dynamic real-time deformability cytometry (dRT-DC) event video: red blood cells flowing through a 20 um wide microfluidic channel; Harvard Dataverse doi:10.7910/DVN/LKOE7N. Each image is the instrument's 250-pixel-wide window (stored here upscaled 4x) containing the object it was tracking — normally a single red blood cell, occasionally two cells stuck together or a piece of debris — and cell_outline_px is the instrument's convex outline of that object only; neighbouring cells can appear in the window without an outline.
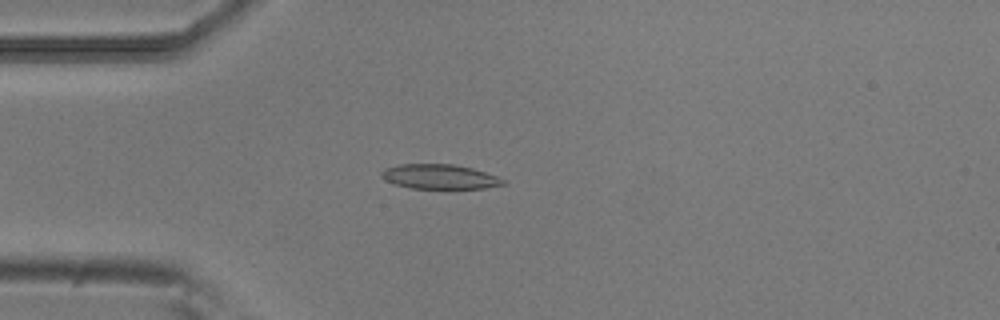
{"species": "common noctule bat (a hibernating species)", "species_latin": "Nyctalus noctula", "temperature_condition": "room temperature", "stored_images_in_passage": 53, "camera_frame_rate_fps": 3000, "um_per_image_px": 0.085, "animal": {"sex": "male", "body_mass_g": 20.5, "forearm_length_mm": 52.5}, "frame": {"image": 1, "passage_image": 14, "time_ms": 4.333, "image_size_px": [1000, 320], "cell_outline_px": [[508, 184], [484, 188], [412, 188], [396, 184], [384, 180], [380, 176], [380, 172], [384, 168], [400, 164], [452, 164], [472, 168], [508, 180]], "centroid_in_image_um": [37.38, 15.01], "position_along_channel_um": 47.6, "area_um2": 17.51}}
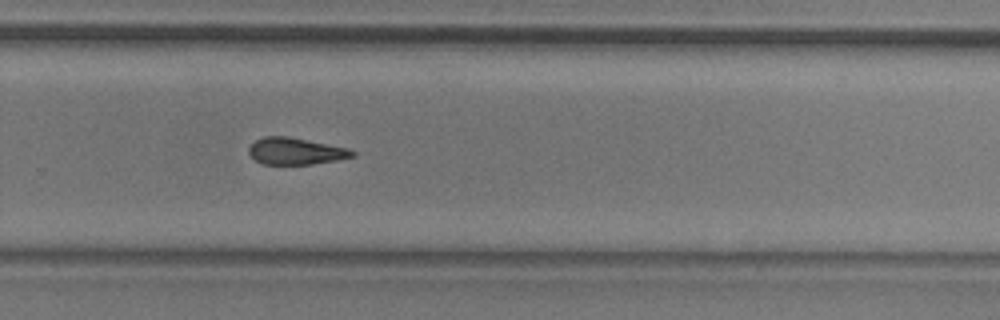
{"frame": {"image": 2, "passage_image": 35, "time_ms": 11.333, "image_size_px": [1000, 320], "cell_outline_px": [[356, 156], [336, 160], [312, 164], [264, 164], [256, 160], [248, 152], [248, 148], [256, 140], [264, 136], [288, 136], [348, 148], [356, 152]], "centroid_in_image_um": [25.14, 12.84], "position_along_channel_um": 304.7, "area_um2": 16.07}}
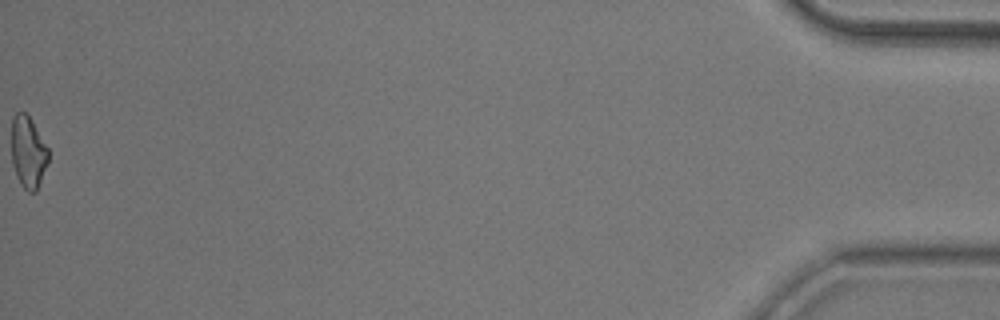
{"frame": {"image": 3, "passage_image": 53, "time_ms": 17.333, "image_size_px": [1000, 320], "cell_outline_px": [[48, 164], [36, 192], [28, 192], [20, 184], [16, 176], [12, 164], [12, 116], [16, 112], [28, 112], [48, 148]], "centroid_in_image_um": [2.39, 12.92], "position_along_channel_um": 432.8, "area_um2": 15.72}, "authors_computed_cell_mechanics": {"area_um2": 17.1666, "velocity_mm_per_s": 3.8535, "shape_relaxation_time_tau1_ms": 10.3305, "shape_relaxation_time_tau2_ms": 7.7233, "deformation_change_tau1": 0.1922, "deformation_change_tau2": 0.1883}}